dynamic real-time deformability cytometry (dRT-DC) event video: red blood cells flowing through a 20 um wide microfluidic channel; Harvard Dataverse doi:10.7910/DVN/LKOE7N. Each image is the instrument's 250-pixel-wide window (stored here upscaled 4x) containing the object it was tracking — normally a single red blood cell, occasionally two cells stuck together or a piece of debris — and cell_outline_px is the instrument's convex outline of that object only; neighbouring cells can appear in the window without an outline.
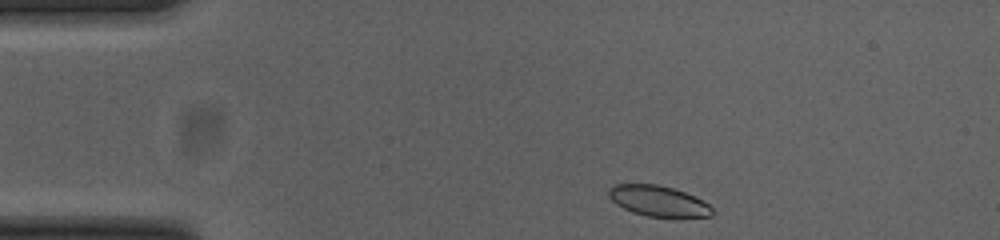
{"species": "common noctule bat (a hibernating species)", "species_latin": "Nyctalus noctula", "temperature_condition": "cold", "stored_images_in_passage": 45, "camera_frame_rate_fps": 3000, "um_per_image_px": 0.085, "animal": {"sex": "female", "body_mass_g": 23.0, "forearm_length_mm": 53.4}, "frame": {"image": 1, "passage_image": 1, "time_ms": 0.0, "image_size_px": [1000, 240], "cell_outline_px": [[716, 212], [712, 216], [648, 216], [632, 212], [616, 204], [608, 196], [608, 188], [616, 184], [656, 184], [672, 188], [684, 192], [708, 204]], "centroid_in_image_um": [55.92, 17.07], "position_along_channel_um": 29.1, "area_um2": 18.15}}
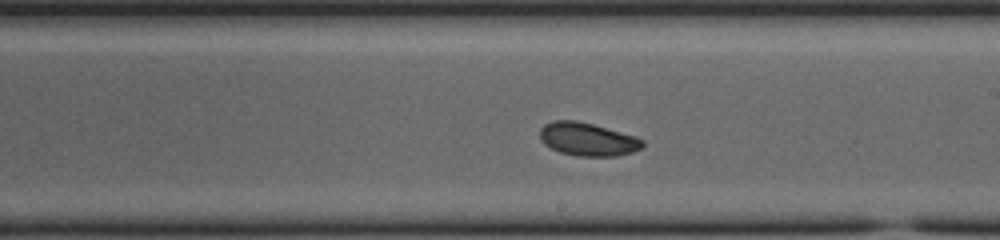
{"frame": {"image": 2, "passage_image": 22, "time_ms": 7.0, "image_size_px": [1000, 240], "cell_outline_px": [[644, 144], [640, 148], [632, 152], [616, 156], [580, 156], [560, 152], [544, 144], [540, 140], [540, 128], [544, 124], [552, 120], [576, 120], [592, 124], [636, 136], [644, 140]], "centroid_in_image_um": [49.93, 11.83], "position_along_channel_um": 239.1, "area_um2": 19.83}}
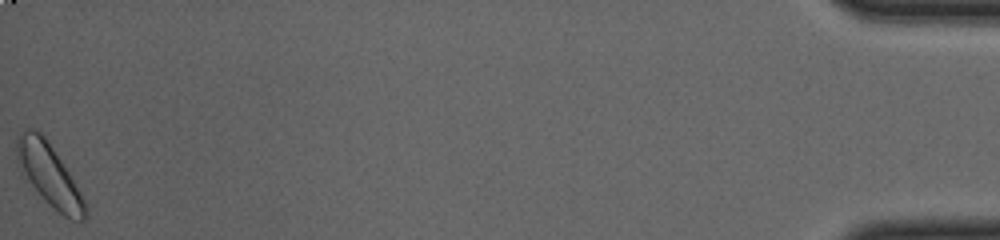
{"frame": {"image": 3, "passage_image": 45, "time_ms": 14.667, "image_size_px": [1000, 240], "cell_outline_px": [[88, 216], [80, 224], [64, 216], [48, 204], [32, 184], [16, 152], [16, 140], [28, 128], [32, 128], [40, 132], [44, 136], [68, 172], [80, 192], [88, 208]], "centroid_in_image_um": [4.28, 14.95], "position_along_channel_um": 430.9, "area_um2": 23.52}}